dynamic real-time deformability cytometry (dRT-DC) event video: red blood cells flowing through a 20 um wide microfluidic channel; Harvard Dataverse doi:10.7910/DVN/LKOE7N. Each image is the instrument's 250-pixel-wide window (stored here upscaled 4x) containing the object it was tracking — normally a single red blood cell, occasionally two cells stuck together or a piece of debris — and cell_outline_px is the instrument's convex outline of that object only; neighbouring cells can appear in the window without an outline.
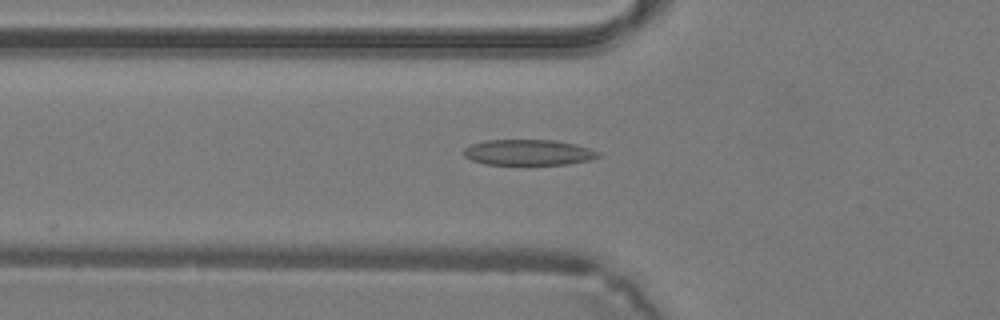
{"species": "common noctule bat (a hibernating species)", "species_latin": "Nyctalus noctula", "temperature_condition": "warm", "stored_images_in_passage": 5, "camera_frame_rate_fps": 3000, "um_per_image_px": 0.085, "animal": {"sex": "male", "body_mass_g": 19.2, "forearm_length_mm": 51.8}, "frame": {"image": 1, "passage_image": 3, "time_ms": 0.667, "image_size_px": [1000, 320], "cell_outline_px": [[600, 156], [592, 160], [568, 164], [484, 164], [472, 160], [464, 156], [464, 148], [472, 144], [484, 140], [556, 140], [576, 144], [600, 152]], "centroid_in_image_um": [44.94, 12.95], "position_along_channel_um": 80.9, "area_um2": 20.17}}